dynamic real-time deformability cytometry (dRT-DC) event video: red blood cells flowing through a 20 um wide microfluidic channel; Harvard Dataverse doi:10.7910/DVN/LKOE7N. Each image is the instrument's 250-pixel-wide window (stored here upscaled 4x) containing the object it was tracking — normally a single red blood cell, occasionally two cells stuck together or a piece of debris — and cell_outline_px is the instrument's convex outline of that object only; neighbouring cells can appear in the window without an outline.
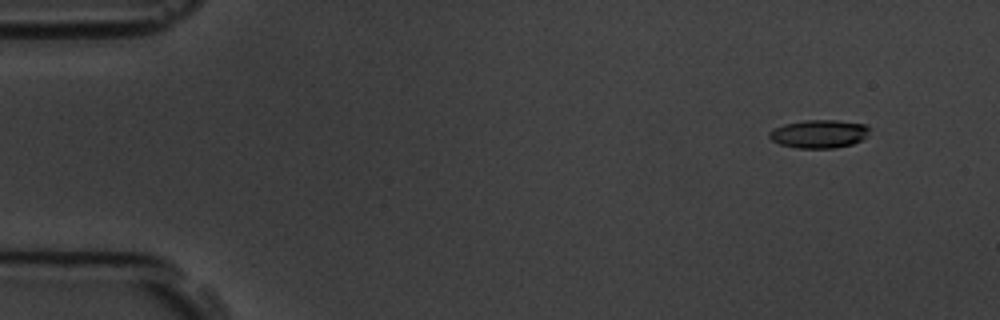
{"species": "common noctule bat (a hibernating species)", "species_latin": "Nyctalus noctula", "temperature_condition": "room temperature", "stored_images_in_passage": 4, "camera_frame_rate_fps": 3000, "um_per_image_px": 0.085, "animal": {"sex": "male", "body_mass_g": 19.5, "forearm_length_mm": 54.6}, "frame": {"image": 1, "passage_image": 2, "time_ms": 1.333, "image_size_px": [1000, 320], "cell_outline_px": [[872, 128], [868, 136], [852, 144], [836, 148], [796, 148], [780, 144], [772, 140], [768, 136], [768, 132], [784, 124], [804, 120], [836, 120], [864, 124]], "centroid_in_image_um": [69.65, 11.38], "position_along_channel_um": 15.4, "area_um2": 16.59}}